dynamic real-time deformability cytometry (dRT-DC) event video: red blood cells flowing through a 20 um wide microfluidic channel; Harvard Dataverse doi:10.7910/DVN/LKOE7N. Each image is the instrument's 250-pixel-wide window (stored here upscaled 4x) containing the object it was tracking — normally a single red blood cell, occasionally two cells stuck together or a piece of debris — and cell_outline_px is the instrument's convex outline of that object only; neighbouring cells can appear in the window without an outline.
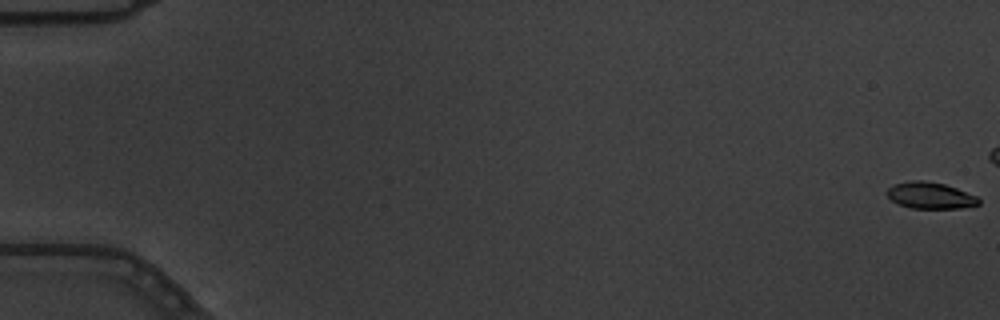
{"species": "common noctule bat (a hibernating species)", "species_latin": "Nyctalus noctula", "temperature_condition": "warm", "stored_images_in_passage": 4, "camera_frame_rate_fps": 3000, "um_per_image_px": 0.085, "animal": {"sex": "male", "body_mass_g": 19.5, "forearm_length_mm": 54.6}, "frame": {"image": 1, "passage_image": 1, "time_ms": 0.0, "image_size_px": [1000, 320], "cell_outline_px": [[980, 204], [960, 208], [912, 208], [896, 204], [888, 196], [888, 188], [892, 184], [912, 180], [924, 180], [944, 184], [956, 188], [976, 196], [980, 200]], "centroid_in_image_um": [79.05, 16.61], "position_along_channel_um": 5.9, "area_um2": 14.1}}